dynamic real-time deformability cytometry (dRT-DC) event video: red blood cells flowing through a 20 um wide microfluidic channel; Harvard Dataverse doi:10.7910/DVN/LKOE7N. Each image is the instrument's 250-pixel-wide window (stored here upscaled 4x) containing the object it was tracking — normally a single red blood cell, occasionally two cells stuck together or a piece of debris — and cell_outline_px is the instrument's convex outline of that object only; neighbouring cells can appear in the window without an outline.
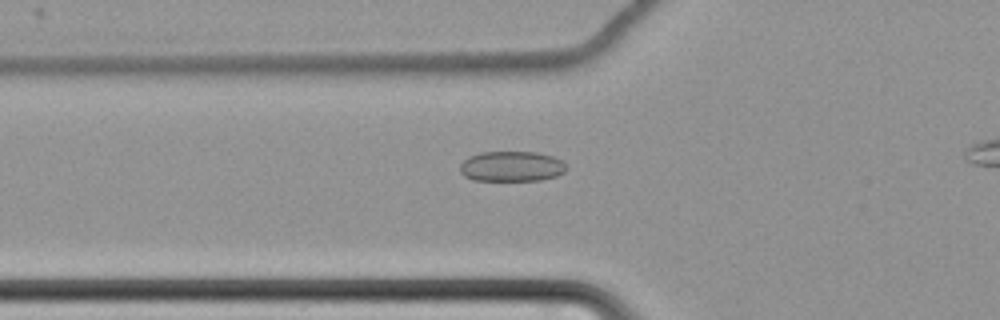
{"species": "common noctule bat (a hibernating species)", "species_latin": "Nyctalus noctula", "temperature_condition": "cold", "stored_images_in_passage": 48, "camera_frame_rate_fps": 3000, "um_per_image_px": 0.085, "animal": {"sex": "female", "body_mass_g": 22.7, "forearm_length_mm": 54.2}, "frame": {"image": 1, "passage_image": 16, "time_ms": 5.0, "image_size_px": [1000, 320], "cell_outline_px": [[568, 168], [564, 172], [556, 176], [540, 180], [472, 180], [464, 176], [460, 172], [460, 164], [468, 156], [480, 152], [536, 152], [552, 156], [560, 160]], "centroid_in_image_um": [43.46, 14.14], "position_along_channel_um": 82.3, "area_um2": 18.79}}
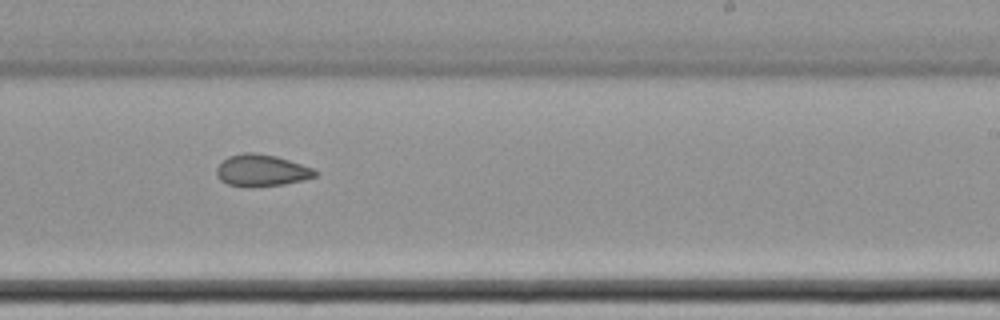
{"frame": {"image": 2, "passage_image": 32, "time_ms": 10.333, "image_size_px": [1000, 320], "cell_outline_px": [[320, 172], [316, 176], [304, 180], [284, 184], [228, 184], [220, 180], [216, 176], [216, 168], [228, 156], [244, 152], [252, 152], [276, 156], [312, 168]], "centroid_in_image_um": [22.25, 14.44], "position_along_channel_um": 266.7, "area_um2": 17.57}}
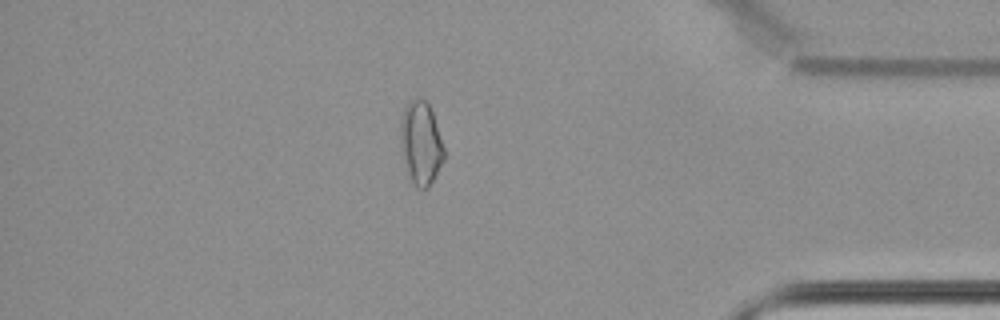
{"frame": {"image": 3, "passage_image": 46, "time_ms": 15.0, "image_size_px": [1000, 320], "cell_outline_px": [[444, 160], [428, 188], [416, 188], [408, 172], [400, 152], [400, 120], [404, 108], [408, 100], [416, 96], [420, 96], [428, 104], [432, 112], [444, 148]], "centroid_in_image_um": [35.74, 12.12], "position_along_channel_um": 399.5, "area_um2": 21.27}}